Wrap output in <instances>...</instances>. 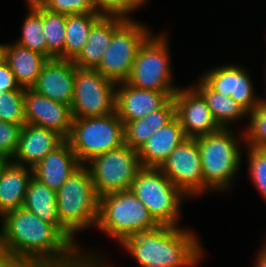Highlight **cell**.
Segmentation results:
<instances>
[{
	"mask_svg": "<svg viewBox=\"0 0 266 267\" xmlns=\"http://www.w3.org/2000/svg\"><path fill=\"white\" fill-rule=\"evenodd\" d=\"M1 218L2 260L23 267H107L98 254L80 251L55 225L24 207Z\"/></svg>",
	"mask_w": 266,
	"mask_h": 267,
	"instance_id": "cell-1",
	"label": "cell"
},
{
	"mask_svg": "<svg viewBox=\"0 0 266 267\" xmlns=\"http://www.w3.org/2000/svg\"><path fill=\"white\" fill-rule=\"evenodd\" d=\"M194 234L179 226L159 225L126 238L120 245L140 267H194L204 253Z\"/></svg>",
	"mask_w": 266,
	"mask_h": 267,
	"instance_id": "cell-2",
	"label": "cell"
},
{
	"mask_svg": "<svg viewBox=\"0 0 266 267\" xmlns=\"http://www.w3.org/2000/svg\"><path fill=\"white\" fill-rule=\"evenodd\" d=\"M99 199L91 174L85 165L74 171L56 192L60 226L73 239L79 231L96 226Z\"/></svg>",
	"mask_w": 266,
	"mask_h": 267,
	"instance_id": "cell-3",
	"label": "cell"
},
{
	"mask_svg": "<svg viewBox=\"0 0 266 267\" xmlns=\"http://www.w3.org/2000/svg\"><path fill=\"white\" fill-rule=\"evenodd\" d=\"M231 129L220 128L196 138L200 151L203 182L208 190L226 191L241 166L238 137Z\"/></svg>",
	"mask_w": 266,
	"mask_h": 267,
	"instance_id": "cell-4",
	"label": "cell"
},
{
	"mask_svg": "<svg viewBox=\"0 0 266 267\" xmlns=\"http://www.w3.org/2000/svg\"><path fill=\"white\" fill-rule=\"evenodd\" d=\"M96 226L121 244L126 238L159 224L131 190H124L100 197Z\"/></svg>",
	"mask_w": 266,
	"mask_h": 267,
	"instance_id": "cell-5",
	"label": "cell"
},
{
	"mask_svg": "<svg viewBox=\"0 0 266 267\" xmlns=\"http://www.w3.org/2000/svg\"><path fill=\"white\" fill-rule=\"evenodd\" d=\"M130 190L159 225L178 227L180 206L187 196L159 168L142 167Z\"/></svg>",
	"mask_w": 266,
	"mask_h": 267,
	"instance_id": "cell-6",
	"label": "cell"
},
{
	"mask_svg": "<svg viewBox=\"0 0 266 267\" xmlns=\"http://www.w3.org/2000/svg\"><path fill=\"white\" fill-rule=\"evenodd\" d=\"M81 165L125 144L124 124L117 113L73 119L66 139Z\"/></svg>",
	"mask_w": 266,
	"mask_h": 267,
	"instance_id": "cell-7",
	"label": "cell"
},
{
	"mask_svg": "<svg viewBox=\"0 0 266 267\" xmlns=\"http://www.w3.org/2000/svg\"><path fill=\"white\" fill-rule=\"evenodd\" d=\"M165 34L149 35L139 46L126 82L134 87L160 92H177L173 85L168 41Z\"/></svg>",
	"mask_w": 266,
	"mask_h": 267,
	"instance_id": "cell-8",
	"label": "cell"
},
{
	"mask_svg": "<svg viewBox=\"0 0 266 267\" xmlns=\"http://www.w3.org/2000/svg\"><path fill=\"white\" fill-rule=\"evenodd\" d=\"M85 166L91 174L99 197L130 190L138 171L142 168L138 151L126 144L94 157Z\"/></svg>",
	"mask_w": 266,
	"mask_h": 267,
	"instance_id": "cell-9",
	"label": "cell"
},
{
	"mask_svg": "<svg viewBox=\"0 0 266 267\" xmlns=\"http://www.w3.org/2000/svg\"><path fill=\"white\" fill-rule=\"evenodd\" d=\"M152 34L135 19H126L112 34L109 47L96 70L116 83L126 81L132 71L139 46Z\"/></svg>",
	"mask_w": 266,
	"mask_h": 267,
	"instance_id": "cell-10",
	"label": "cell"
},
{
	"mask_svg": "<svg viewBox=\"0 0 266 267\" xmlns=\"http://www.w3.org/2000/svg\"><path fill=\"white\" fill-rule=\"evenodd\" d=\"M117 83L96 69L76 68L71 112L73 119L115 112Z\"/></svg>",
	"mask_w": 266,
	"mask_h": 267,
	"instance_id": "cell-11",
	"label": "cell"
},
{
	"mask_svg": "<svg viewBox=\"0 0 266 267\" xmlns=\"http://www.w3.org/2000/svg\"><path fill=\"white\" fill-rule=\"evenodd\" d=\"M162 173L187 197L205 194L197 139L183 140L160 165Z\"/></svg>",
	"mask_w": 266,
	"mask_h": 267,
	"instance_id": "cell-12",
	"label": "cell"
},
{
	"mask_svg": "<svg viewBox=\"0 0 266 267\" xmlns=\"http://www.w3.org/2000/svg\"><path fill=\"white\" fill-rule=\"evenodd\" d=\"M200 78L213 91L231 97L248 113H251L262 101V98L255 96L253 82L247 70L236 64L214 67Z\"/></svg>",
	"mask_w": 266,
	"mask_h": 267,
	"instance_id": "cell-13",
	"label": "cell"
},
{
	"mask_svg": "<svg viewBox=\"0 0 266 267\" xmlns=\"http://www.w3.org/2000/svg\"><path fill=\"white\" fill-rule=\"evenodd\" d=\"M175 116L186 138H198L220 129L203 96L194 88H179L173 96Z\"/></svg>",
	"mask_w": 266,
	"mask_h": 267,
	"instance_id": "cell-14",
	"label": "cell"
},
{
	"mask_svg": "<svg viewBox=\"0 0 266 267\" xmlns=\"http://www.w3.org/2000/svg\"><path fill=\"white\" fill-rule=\"evenodd\" d=\"M24 114L26 123L54 130L67 139L72 129L71 105L55 102L25 89Z\"/></svg>",
	"mask_w": 266,
	"mask_h": 267,
	"instance_id": "cell-15",
	"label": "cell"
},
{
	"mask_svg": "<svg viewBox=\"0 0 266 267\" xmlns=\"http://www.w3.org/2000/svg\"><path fill=\"white\" fill-rule=\"evenodd\" d=\"M175 93L142 89L126 81L119 82L116 85L115 112L123 124L138 120L161 108Z\"/></svg>",
	"mask_w": 266,
	"mask_h": 267,
	"instance_id": "cell-16",
	"label": "cell"
},
{
	"mask_svg": "<svg viewBox=\"0 0 266 267\" xmlns=\"http://www.w3.org/2000/svg\"><path fill=\"white\" fill-rule=\"evenodd\" d=\"M76 68L71 60H48L31 89L55 102L71 105Z\"/></svg>",
	"mask_w": 266,
	"mask_h": 267,
	"instance_id": "cell-17",
	"label": "cell"
},
{
	"mask_svg": "<svg viewBox=\"0 0 266 267\" xmlns=\"http://www.w3.org/2000/svg\"><path fill=\"white\" fill-rule=\"evenodd\" d=\"M65 140L54 130L26 123L21 128L18 146L11 162L33 168Z\"/></svg>",
	"mask_w": 266,
	"mask_h": 267,
	"instance_id": "cell-18",
	"label": "cell"
},
{
	"mask_svg": "<svg viewBox=\"0 0 266 267\" xmlns=\"http://www.w3.org/2000/svg\"><path fill=\"white\" fill-rule=\"evenodd\" d=\"M80 166L81 163L71 145L65 140L33 167V176L57 192Z\"/></svg>",
	"mask_w": 266,
	"mask_h": 267,
	"instance_id": "cell-19",
	"label": "cell"
},
{
	"mask_svg": "<svg viewBox=\"0 0 266 267\" xmlns=\"http://www.w3.org/2000/svg\"><path fill=\"white\" fill-rule=\"evenodd\" d=\"M185 139L183 128L178 118L174 116L138 150L141 166L159 168L171 152Z\"/></svg>",
	"mask_w": 266,
	"mask_h": 267,
	"instance_id": "cell-20",
	"label": "cell"
},
{
	"mask_svg": "<svg viewBox=\"0 0 266 267\" xmlns=\"http://www.w3.org/2000/svg\"><path fill=\"white\" fill-rule=\"evenodd\" d=\"M119 16H101L91 27L88 39L73 60L78 68L96 69L109 47L113 32L125 21Z\"/></svg>",
	"mask_w": 266,
	"mask_h": 267,
	"instance_id": "cell-21",
	"label": "cell"
},
{
	"mask_svg": "<svg viewBox=\"0 0 266 267\" xmlns=\"http://www.w3.org/2000/svg\"><path fill=\"white\" fill-rule=\"evenodd\" d=\"M33 168L8 161L0 172V217L22 207Z\"/></svg>",
	"mask_w": 266,
	"mask_h": 267,
	"instance_id": "cell-22",
	"label": "cell"
},
{
	"mask_svg": "<svg viewBox=\"0 0 266 267\" xmlns=\"http://www.w3.org/2000/svg\"><path fill=\"white\" fill-rule=\"evenodd\" d=\"M4 60L8 63L20 87L31 89L49 59L14 42L4 44Z\"/></svg>",
	"mask_w": 266,
	"mask_h": 267,
	"instance_id": "cell-23",
	"label": "cell"
},
{
	"mask_svg": "<svg viewBox=\"0 0 266 267\" xmlns=\"http://www.w3.org/2000/svg\"><path fill=\"white\" fill-rule=\"evenodd\" d=\"M22 207L33 212L41 220L55 225L80 250L76 240L60 226L57 216L56 192L34 176L28 184Z\"/></svg>",
	"mask_w": 266,
	"mask_h": 267,
	"instance_id": "cell-24",
	"label": "cell"
},
{
	"mask_svg": "<svg viewBox=\"0 0 266 267\" xmlns=\"http://www.w3.org/2000/svg\"><path fill=\"white\" fill-rule=\"evenodd\" d=\"M175 116L173 97L161 108L147 116L124 124L125 144L139 150L141 146L161 127Z\"/></svg>",
	"mask_w": 266,
	"mask_h": 267,
	"instance_id": "cell-25",
	"label": "cell"
},
{
	"mask_svg": "<svg viewBox=\"0 0 266 267\" xmlns=\"http://www.w3.org/2000/svg\"><path fill=\"white\" fill-rule=\"evenodd\" d=\"M193 87L206 100L213 119L220 128H229L230 122L249 116V113L231 97L213 91L201 78Z\"/></svg>",
	"mask_w": 266,
	"mask_h": 267,
	"instance_id": "cell-26",
	"label": "cell"
},
{
	"mask_svg": "<svg viewBox=\"0 0 266 267\" xmlns=\"http://www.w3.org/2000/svg\"><path fill=\"white\" fill-rule=\"evenodd\" d=\"M100 14L66 15L64 60L73 61L82 51L92 25L101 17Z\"/></svg>",
	"mask_w": 266,
	"mask_h": 267,
	"instance_id": "cell-27",
	"label": "cell"
},
{
	"mask_svg": "<svg viewBox=\"0 0 266 267\" xmlns=\"http://www.w3.org/2000/svg\"><path fill=\"white\" fill-rule=\"evenodd\" d=\"M29 13L22 26V36L16 44L38 52L47 57V43L43 33L41 5L36 0H27Z\"/></svg>",
	"mask_w": 266,
	"mask_h": 267,
	"instance_id": "cell-28",
	"label": "cell"
},
{
	"mask_svg": "<svg viewBox=\"0 0 266 267\" xmlns=\"http://www.w3.org/2000/svg\"><path fill=\"white\" fill-rule=\"evenodd\" d=\"M41 17L47 43V58L64 60L66 15L48 11L41 6Z\"/></svg>",
	"mask_w": 266,
	"mask_h": 267,
	"instance_id": "cell-29",
	"label": "cell"
},
{
	"mask_svg": "<svg viewBox=\"0 0 266 267\" xmlns=\"http://www.w3.org/2000/svg\"><path fill=\"white\" fill-rule=\"evenodd\" d=\"M249 126L241 136L248 146L266 149V101H261L248 116Z\"/></svg>",
	"mask_w": 266,
	"mask_h": 267,
	"instance_id": "cell-30",
	"label": "cell"
},
{
	"mask_svg": "<svg viewBox=\"0 0 266 267\" xmlns=\"http://www.w3.org/2000/svg\"><path fill=\"white\" fill-rule=\"evenodd\" d=\"M24 93L25 91H10L0 95V121L20 126L26 124Z\"/></svg>",
	"mask_w": 266,
	"mask_h": 267,
	"instance_id": "cell-31",
	"label": "cell"
},
{
	"mask_svg": "<svg viewBox=\"0 0 266 267\" xmlns=\"http://www.w3.org/2000/svg\"><path fill=\"white\" fill-rule=\"evenodd\" d=\"M147 0H91L96 13L103 16H119L131 19L128 16L132 11L145 5Z\"/></svg>",
	"mask_w": 266,
	"mask_h": 267,
	"instance_id": "cell-32",
	"label": "cell"
},
{
	"mask_svg": "<svg viewBox=\"0 0 266 267\" xmlns=\"http://www.w3.org/2000/svg\"><path fill=\"white\" fill-rule=\"evenodd\" d=\"M247 149L250 177L266 200V149L252 146Z\"/></svg>",
	"mask_w": 266,
	"mask_h": 267,
	"instance_id": "cell-33",
	"label": "cell"
},
{
	"mask_svg": "<svg viewBox=\"0 0 266 267\" xmlns=\"http://www.w3.org/2000/svg\"><path fill=\"white\" fill-rule=\"evenodd\" d=\"M48 11L64 14H99L96 13L91 0H36Z\"/></svg>",
	"mask_w": 266,
	"mask_h": 267,
	"instance_id": "cell-34",
	"label": "cell"
},
{
	"mask_svg": "<svg viewBox=\"0 0 266 267\" xmlns=\"http://www.w3.org/2000/svg\"><path fill=\"white\" fill-rule=\"evenodd\" d=\"M22 126L0 121V156L11 161L16 152Z\"/></svg>",
	"mask_w": 266,
	"mask_h": 267,
	"instance_id": "cell-35",
	"label": "cell"
},
{
	"mask_svg": "<svg viewBox=\"0 0 266 267\" xmlns=\"http://www.w3.org/2000/svg\"><path fill=\"white\" fill-rule=\"evenodd\" d=\"M0 91H25L18 84L15 75L5 60L0 62Z\"/></svg>",
	"mask_w": 266,
	"mask_h": 267,
	"instance_id": "cell-36",
	"label": "cell"
},
{
	"mask_svg": "<svg viewBox=\"0 0 266 267\" xmlns=\"http://www.w3.org/2000/svg\"><path fill=\"white\" fill-rule=\"evenodd\" d=\"M260 248L254 267H266V247L263 245Z\"/></svg>",
	"mask_w": 266,
	"mask_h": 267,
	"instance_id": "cell-37",
	"label": "cell"
},
{
	"mask_svg": "<svg viewBox=\"0 0 266 267\" xmlns=\"http://www.w3.org/2000/svg\"><path fill=\"white\" fill-rule=\"evenodd\" d=\"M0 267H23V266L0 259Z\"/></svg>",
	"mask_w": 266,
	"mask_h": 267,
	"instance_id": "cell-38",
	"label": "cell"
},
{
	"mask_svg": "<svg viewBox=\"0 0 266 267\" xmlns=\"http://www.w3.org/2000/svg\"><path fill=\"white\" fill-rule=\"evenodd\" d=\"M8 162L7 159H5L4 157L0 156V172L2 170V168L5 166V164Z\"/></svg>",
	"mask_w": 266,
	"mask_h": 267,
	"instance_id": "cell-39",
	"label": "cell"
},
{
	"mask_svg": "<svg viewBox=\"0 0 266 267\" xmlns=\"http://www.w3.org/2000/svg\"><path fill=\"white\" fill-rule=\"evenodd\" d=\"M4 60V44H0V62Z\"/></svg>",
	"mask_w": 266,
	"mask_h": 267,
	"instance_id": "cell-40",
	"label": "cell"
}]
</instances>
